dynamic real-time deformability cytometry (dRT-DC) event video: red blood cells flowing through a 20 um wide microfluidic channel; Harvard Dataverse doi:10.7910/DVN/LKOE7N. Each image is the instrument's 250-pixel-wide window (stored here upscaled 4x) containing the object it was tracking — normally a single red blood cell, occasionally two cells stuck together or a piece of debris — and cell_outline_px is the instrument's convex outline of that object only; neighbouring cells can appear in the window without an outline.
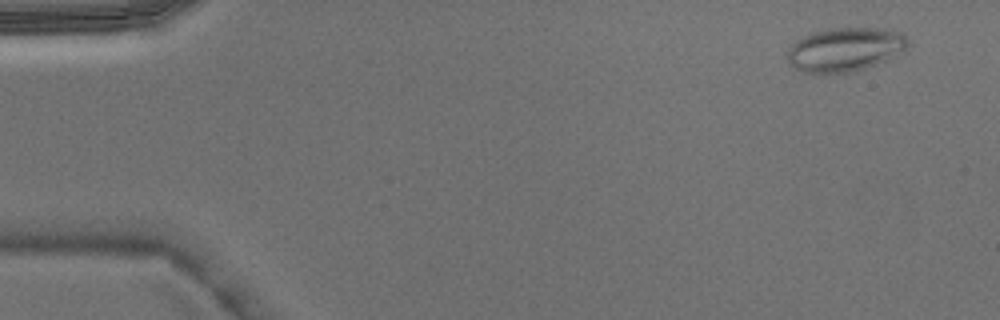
{"species": "Egyptian fruit bat (a non-hibernating species)", "species_latin": "Rousettus aegyptiacus", "temperature_condition": "warm", "stored_images_in_passage": 3, "camera_frame_rate_fps": 3000, "um_per_image_px": 0.085, "animal": {"sex": "male"}, "frame": {"image": 1, "passage_image": 1, "time_ms": 0.0, "image_size_px": [1000, 320], "cell_outline_px": [[908, 44], [904, 52], [876, 64], [864, 68], [848, 72], [804, 72], [788, 64], [788, 48], [796, 40], [812, 32], [828, 28], [884, 28], [900, 32], [908, 36]], "centroid_in_image_um": [71.85, 4.18], "position_along_channel_um": 13.1, "area_um2": 30.75}}